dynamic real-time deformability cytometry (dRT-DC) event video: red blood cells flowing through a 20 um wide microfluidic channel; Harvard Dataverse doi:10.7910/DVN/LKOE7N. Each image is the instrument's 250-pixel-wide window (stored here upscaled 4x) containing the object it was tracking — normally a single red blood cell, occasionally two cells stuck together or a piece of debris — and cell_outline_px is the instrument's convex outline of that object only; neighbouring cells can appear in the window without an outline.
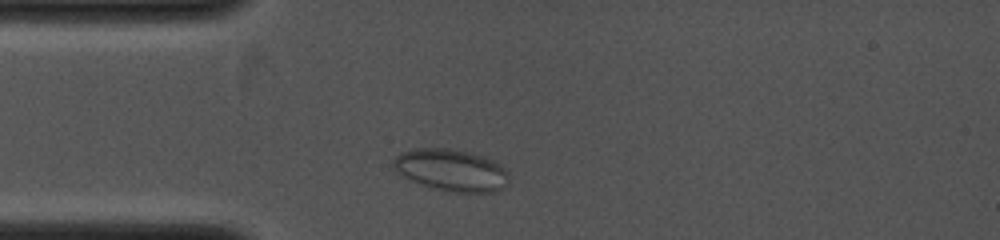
{"species": "common noctule bat (a hibernating species)", "species_latin": "Nyctalus noctula", "temperature_condition": "cold", "stored_images_in_passage": 19, "camera_frame_rate_fps": 4000, "um_per_image_px": 0.085, "animal": {"sex": "female", "body_mass_g": 19.0, "forearm_length_mm": 53.3}, "frame": {"image": 1, "passage_image": 2, "time_ms": 0.5, "image_size_px": [1000, 240], "cell_outline_px": [[508, 184], [504, 188], [492, 192], [452, 192], [420, 184], [408, 180], [396, 172], [392, 168], [392, 160], [400, 152], [416, 148], [448, 148], [468, 152], [484, 156], [492, 160], [504, 168], [508, 172]], "centroid_in_image_um": [38.32, 14.46], "position_along_channel_um": 46.7, "area_um2": 28.44}}
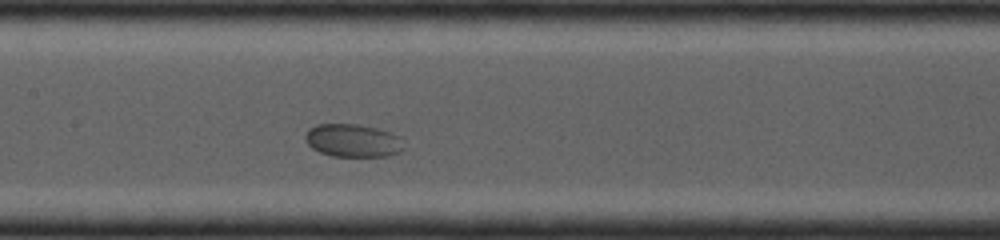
{"frame": {"image": 2, "passage_image": 10, "time_ms": 3.5, "image_size_px": [1000, 240], "cell_outline_px": [[404, 148], [400, 152], [388, 156], [332, 156], [320, 152], [312, 148], [304, 140], [304, 136], [308, 128], [316, 124], [356, 124], [376, 128], [392, 132], [404, 136]], "centroid_in_image_um": [30.03, 11.94], "position_along_channel_um": 177.4, "area_um2": 19.36}}
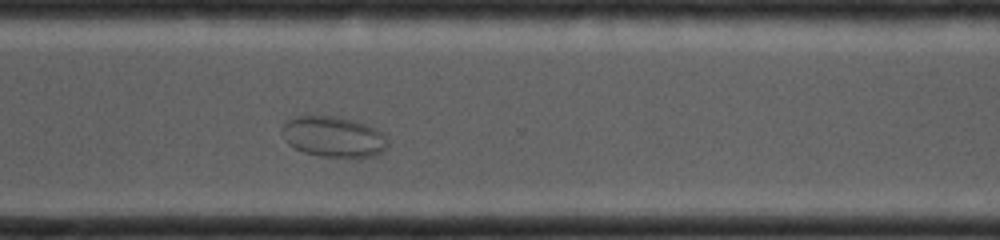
{"frame": {"image": 3, "passage_image": 19, "time_ms": 7.0, "image_size_px": [1000, 240], "cell_outline_px": [[388, 144], [376, 156], [324, 156], [304, 152], [288, 144], [284, 140], [280, 132], [280, 128], [288, 120], [296, 116], [332, 116], [356, 120], [376, 128], [384, 132]], "centroid_in_image_um": [28.32, 11.6], "position_along_channel_um": 342.3, "area_um2": 24.97}}